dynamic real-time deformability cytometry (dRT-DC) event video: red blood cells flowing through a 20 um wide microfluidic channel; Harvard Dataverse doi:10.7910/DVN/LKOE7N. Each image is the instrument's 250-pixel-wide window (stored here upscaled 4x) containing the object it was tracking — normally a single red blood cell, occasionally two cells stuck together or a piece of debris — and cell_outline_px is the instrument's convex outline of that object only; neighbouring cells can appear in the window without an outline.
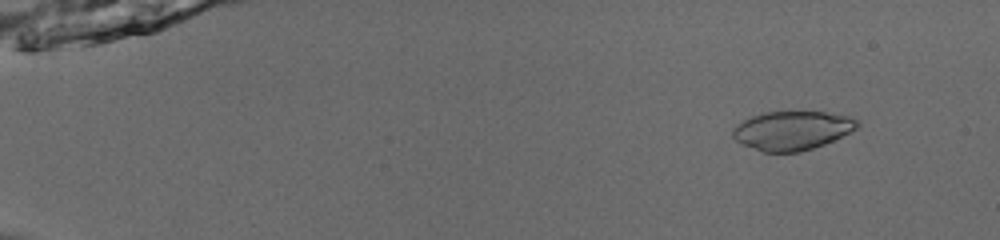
{"species": "common noctule bat (a hibernating species)", "species_latin": "Nyctalus noctula", "temperature_condition": "room temperature", "stored_images_in_passage": 53, "camera_frame_rate_fps": 3000, "um_per_image_px": 0.085, "animal": {"sex": "male", "body_mass_g": 13.0, "forearm_length_mm": 53.1}, "frame": {"image": 1, "passage_image": 6, "time_ms": 1.667, "image_size_px": [1000, 240], "cell_outline_px": [[860, 124], [856, 128], [824, 144], [800, 152], [760, 152], [736, 140], [732, 136], [732, 128], [744, 120], [752, 116], [764, 112], [824, 112], [848, 116], [860, 120]], "centroid_in_image_um": [67.31, 11.09], "position_along_channel_um": 17.7, "area_um2": 27.98}}
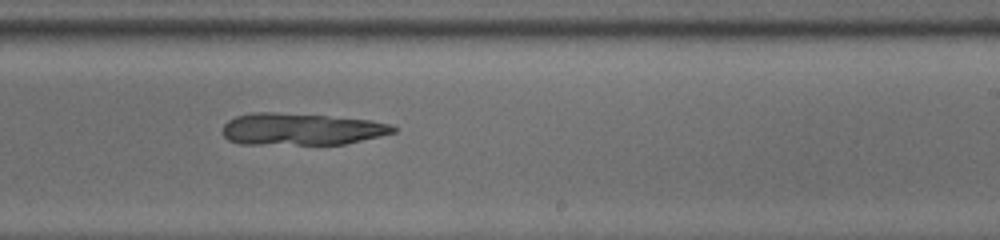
{"frame": {"image": 2, "passage_image": 35, "time_ms": 11.333, "image_size_px": [1000, 240], "cell_outline_px": [[396, 132], [380, 136], [344, 144], [240, 144], [228, 140], [224, 136], [224, 124], [228, 120], [236, 116], [252, 112], [276, 112], [328, 116], [372, 120], [392, 124], [396, 128]], "centroid_in_image_um": [25.61, 10.97], "position_along_channel_um": 263.4, "area_um2": 31.85}}
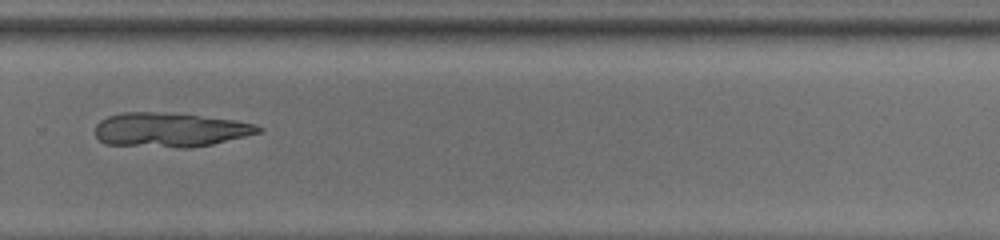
{"frame": {"image": 3, "passage_image": 39, "time_ms": 12.667, "image_size_px": [1000, 240], "cell_outline_px": [[264, 128], [260, 132], [212, 144], [192, 148], [180, 148], [104, 144], [96, 136], [96, 124], [100, 120], [108, 116], [124, 112], [152, 112], [196, 116], [236, 120], [256, 124]], "centroid_in_image_um": [14.43, 11.05], "position_along_channel_um": 315.4, "area_um2": 32.37}}